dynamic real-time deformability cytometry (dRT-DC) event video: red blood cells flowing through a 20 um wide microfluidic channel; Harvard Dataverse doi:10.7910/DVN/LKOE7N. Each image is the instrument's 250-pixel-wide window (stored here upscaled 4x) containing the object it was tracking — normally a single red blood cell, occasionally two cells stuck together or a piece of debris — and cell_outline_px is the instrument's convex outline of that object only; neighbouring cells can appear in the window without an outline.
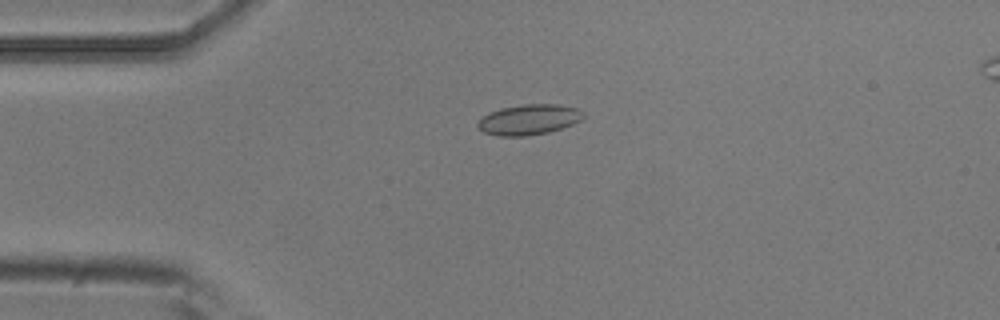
{"species": "common noctule bat (a hibernating species)", "species_latin": "Nyctalus noctula", "temperature_condition": "room temperature", "stored_images_in_passage": 5, "camera_frame_rate_fps": 3000, "um_per_image_px": 0.085, "animal": {"sex": "male", "body_mass_g": 20.5, "forearm_length_mm": 52.5}, "frame": {"image": 1, "passage_image": 4, "time_ms": 1.0, "image_size_px": [1000, 320], "cell_outline_px": [[584, 116], [580, 120], [572, 124], [548, 132], [528, 136], [496, 136], [484, 132], [476, 124], [484, 116], [500, 108], [524, 104], [556, 104], [576, 108], [584, 112]], "centroid_in_image_um": [44.96, 10.17], "position_along_channel_um": 40.0, "area_um2": 18.5}}